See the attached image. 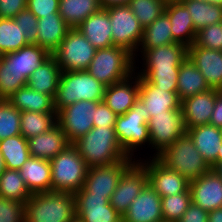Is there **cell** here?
Listing matches in <instances>:
<instances>
[{"instance_id":"1","label":"cell","mask_w":222,"mask_h":222,"mask_svg":"<svg viewBox=\"0 0 222 222\" xmlns=\"http://www.w3.org/2000/svg\"><path fill=\"white\" fill-rule=\"evenodd\" d=\"M72 144L88 168L109 165L120 160H134L124 153L116 132L111 127H93Z\"/></svg>"},{"instance_id":"2","label":"cell","mask_w":222,"mask_h":222,"mask_svg":"<svg viewBox=\"0 0 222 222\" xmlns=\"http://www.w3.org/2000/svg\"><path fill=\"white\" fill-rule=\"evenodd\" d=\"M24 216L25 222H69L76 216L75 195L60 191L32 194Z\"/></svg>"},{"instance_id":"3","label":"cell","mask_w":222,"mask_h":222,"mask_svg":"<svg viewBox=\"0 0 222 222\" xmlns=\"http://www.w3.org/2000/svg\"><path fill=\"white\" fill-rule=\"evenodd\" d=\"M134 55L120 46L96 49L87 71L105 86L127 79L135 73Z\"/></svg>"},{"instance_id":"4","label":"cell","mask_w":222,"mask_h":222,"mask_svg":"<svg viewBox=\"0 0 222 222\" xmlns=\"http://www.w3.org/2000/svg\"><path fill=\"white\" fill-rule=\"evenodd\" d=\"M106 86L97 81L87 70L62 71L54 107L58 112L75 102L82 100L103 101Z\"/></svg>"},{"instance_id":"5","label":"cell","mask_w":222,"mask_h":222,"mask_svg":"<svg viewBox=\"0 0 222 222\" xmlns=\"http://www.w3.org/2000/svg\"><path fill=\"white\" fill-rule=\"evenodd\" d=\"M155 158L166 168L178 172L189 181L212 169L187 133L179 137L170 147L165 148Z\"/></svg>"},{"instance_id":"6","label":"cell","mask_w":222,"mask_h":222,"mask_svg":"<svg viewBox=\"0 0 222 222\" xmlns=\"http://www.w3.org/2000/svg\"><path fill=\"white\" fill-rule=\"evenodd\" d=\"M49 162L52 191L75 194L83 188L88 167L72 143Z\"/></svg>"},{"instance_id":"7","label":"cell","mask_w":222,"mask_h":222,"mask_svg":"<svg viewBox=\"0 0 222 222\" xmlns=\"http://www.w3.org/2000/svg\"><path fill=\"white\" fill-rule=\"evenodd\" d=\"M145 109V105L138 98L127 113L117 116L114 126L119 145L128 157L134 156V160H136L134 152H137L145 143L150 145L147 125L150 114H146Z\"/></svg>"},{"instance_id":"8","label":"cell","mask_w":222,"mask_h":222,"mask_svg":"<svg viewBox=\"0 0 222 222\" xmlns=\"http://www.w3.org/2000/svg\"><path fill=\"white\" fill-rule=\"evenodd\" d=\"M96 48L77 29H70L52 54L62 71L87 70Z\"/></svg>"},{"instance_id":"9","label":"cell","mask_w":222,"mask_h":222,"mask_svg":"<svg viewBox=\"0 0 222 222\" xmlns=\"http://www.w3.org/2000/svg\"><path fill=\"white\" fill-rule=\"evenodd\" d=\"M105 10L111 21L113 45L127 49L134 55V59H137L136 53L143 35L139 20L128 5L111 6Z\"/></svg>"},{"instance_id":"10","label":"cell","mask_w":222,"mask_h":222,"mask_svg":"<svg viewBox=\"0 0 222 222\" xmlns=\"http://www.w3.org/2000/svg\"><path fill=\"white\" fill-rule=\"evenodd\" d=\"M147 125L151 150L156 151L153 157L170 147L187 132L181 110H169L166 113L157 114L148 120Z\"/></svg>"},{"instance_id":"11","label":"cell","mask_w":222,"mask_h":222,"mask_svg":"<svg viewBox=\"0 0 222 222\" xmlns=\"http://www.w3.org/2000/svg\"><path fill=\"white\" fill-rule=\"evenodd\" d=\"M98 102L82 100L57 112V124L62 128L70 143L75 142L94 127L93 117Z\"/></svg>"},{"instance_id":"12","label":"cell","mask_w":222,"mask_h":222,"mask_svg":"<svg viewBox=\"0 0 222 222\" xmlns=\"http://www.w3.org/2000/svg\"><path fill=\"white\" fill-rule=\"evenodd\" d=\"M148 183L145 168L135 160L122 174L109 199L110 205L123 217L132 201Z\"/></svg>"},{"instance_id":"13","label":"cell","mask_w":222,"mask_h":222,"mask_svg":"<svg viewBox=\"0 0 222 222\" xmlns=\"http://www.w3.org/2000/svg\"><path fill=\"white\" fill-rule=\"evenodd\" d=\"M152 158V159H150ZM137 159L145 168L148 184L159 194V196H174L189 189L190 181L178 172L166 168L155 157ZM149 159V160H148Z\"/></svg>"},{"instance_id":"14","label":"cell","mask_w":222,"mask_h":222,"mask_svg":"<svg viewBox=\"0 0 222 222\" xmlns=\"http://www.w3.org/2000/svg\"><path fill=\"white\" fill-rule=\"evenodd\" d=\"M135 160H120L116 163L91 167L87 170L83 188L85 195L112 196L124 171Z\"/></svg>"},{"instance_id":"15","label":"cell","mask_w":222,"mask_h":222,"mask_svg":"<svg viewBox=\"0 0 222 222\" xmlns=\"http://www.w3.org/2000/svg\"><path fill=\"white\" fill-rule=\"evenodd\" d=\"M191 202L207 212L222 208V178L211 169L190 181Z\"/></svg>"},{"instance_id":"16","label":"cell","mask_w":222,"mask_h":222,"mask_svg":"<svg viewBox=\"0 0 222 222\" xmlns=\"http://www.w3.org/2000/svg\"><path fill=\"white\" fill-rule=\"evenodd\" d=\"M76 216L83 222H119L122 216L110 205L108 196L75 194Z\"/></svg>"},{"instance_id":"17","label":"cell","mask_w":222,"mask_h":222,"mask_svg":"<svg viewBox=\"0 0 222 222\" xmlns=\"http://www.w3.org/2000/svg\"><path fill=\"white\" fill-rule=\"evenodd\" d=\"M123 222H160L163 220L161 197L147 183L122 217Z\"/></svg>"},{"instance_id":"18","label":"cell","mask_w":222,"mask_h":222,"mask_svg":"<svg viewBox=\"0 0 222 222\" xmlns=\"http://www.w3.org/2000/svg\"><path fill=\"white\" fill-rule=\"evenodd\" d=\"M138 51L143 56L142 70H179L181 63L187 58V47L179 43Z\"/></svg>"},{"instance_id":"19","label":"cell","mask_w":222,"mask_h":222,"mask_svg":"<svg viewBox=\"0 0 222 222\" xmlns=\"http://www.w3.org/2000/svg\"><path fill=\"white\" fill-rule=\"evenodd\" d=\"M187 57L199 69L210 88L222 90V51L207 49L193 43Z\"/></svg>"},{"instance_id":"20","label":"cell","mask_w":222,"mask_h":222,"mask_svg":"<svg viewBox=\"0 0 222 222\" xmlns=\"http://www.w3.org/2000/svg\"><path fill=\"white\" fill-rule=\"evenodd\" d=\"M139 96V76L132 74L123 81L106 86L103 102L117 115L127 113Z\"/></svg>"},{"instance_id":"21","label":"cell","mask_w":222,"mask_h":222,"mask_svg":"<svg viewBox=\"0 0 222 222\" xmlns=\"http://www.w3.org/2000/svg\"><path fill=\"white\" fill-rule=\"evenodd\" d=\"M138 98L145 105L146 114H150V118L169 110H181V100L177 91H165L157 88L141 76H139Z\"/></svg>"},{"instance_id":"22","label":"cell","mask_w":222,"mask_h":222,"mask_svg":"<svg viewBox=\"0 0 222 222\" xmlns=\"http://www.w3.org/2000/svg\"><path fill=\"white\" fill-rule=\"evenodd\" d=\"M216 92L217 89L210 88L200 94L181 100L180 109L186 129L209 124Z\"/></svg>"},{"instance_id":"23","label":"cell","mask_w":222,"mask_h":222,"mask_svg":"<svg viewBox=\"0 0 222 222\" xmlns=\"http://www.w3.org/2000/svg\"><path fill=\"white\" fill-rule=\"evenodd\" d=\"M71 143L57 124L51 130L28 139L31 157L50 161Z\"/></svg>"},{"instance_id":"24","label":"cell","mask_w":222,"mask_h":222,"mask_svg":"<svg viewBox=\"0 0 222 222\" xmlns=\"http://www.w3.org/2000/svg\"><path fill=\"white\" fill-rule=\"evenodd\" d=\"M164 13L169 17L174 43L190 47L195 43L197 31L187 7L183 3H172L165 7Z\"/></svg>"},{"instance_id":"25","label":"cell","mask_w":222,"mask_h":222,"mask_svg":"<svg viewBox=\"0 0 222 222\" xmlns=\"http://www.w3.org/2000/svg\"><path fill=\"white\" fill-rule=\"evenodd\" d=\"M77 29L96 49L113 46L111 21L103 8L85 19Z\"/></svg>"},{"instance_id":"26","label":"cell","mask_w":222,"mask_h":222,"mask_svg":"<svg viewBox=\"0 0 222 222\" xmlns=\"http://www.w3.org/2000/svg\"><path fill=\"white\" fill-rule=\"evenodd\" d=\"M36 44L52 55L71 29L59 13L38 19Z\"/></svg>"},{"instance_id":"27","label":"cell","mask_w":222,"mask_h":222,"mask_svg":"<svg viewBox=\"0 0 222 222\" xmlns=\"http://www.w3.org/2000/svg\"><path fill=\"white\" fill-rule=\"evenodd\" d=\"M186 133L202 157L212 166L217 161L218 150L222 145V129L205 124L187 129Z\"/></svg>"},{"instance_id":"28","label":"cell","mask_w":222,"mask_h":222,"mask_svg":"<svg viewBox=\"0 0 222 222\" xmlns=\"http://www.w3.org/2000/svg\"><path fill=\"white\" fill-rule=\"evenodd\" d=\"M19 171L31 194L52 191L51 165L48 160L30 157Z\"/></svg>"},{"instance_id":"29","label":"cell","mask_w":222,"mask_h":222,"mask_svg":"<svg viewBox=\"0 0 222 222\" xmlns=\"http://www.w3.org/2000/svg\"><path fill=\"white\" fill-rule=\"evenodd\" d=\"M62 70L56 59L51 55L30 75L27 85L33 90L45 95H50L53 99L56 95Z\"/></svg>"},{"instance_id":"30","label":"cell","mask_w":222,"mask_h":222,"mask_svg":"<svg viewBox=\"0 0 222 222\" xmlns=\"http://www.w3.org/2000/svg\"><path fill=\"white\" fill-rule=\"evenodd\" d=\"M2 56L28 80L33 71L51 55L37 44H28Z\"/></svg>"},{"instance_id":"31","label":"cell","mask_w":222,"mask_h":222,"mask_svg":"<svg viewBox=\"0 0 222 222\" xmlns=\"http://www.w3.org/2000/svg\"><path fill=\"white\" fill-rule=\"evenodd\" d=\"M205 77L187 57L179 67L177 94L180 100L209 90Z\"/></svg>"},{"instance_id":"32","label":"cell","mask_w":222,"mask_h":222,"mask_svg":"<svg viewBox=\"0 0 222 222\" xmlns=\"http://www.w3.org/2000/svg\"><path fill=\"white\" fill-rule=\"evenodd\" d=\"M7 100L20 112H57L54 107V99L50 95L35 91L28 85L20 88Z\"/></svg>"},{"instance_id":"33","label":"cell","mask_w":222,"mask_h":222,"mask_svg":"<svg viewBox=\"0 0 222 222\" xmlns=\"http://www.w3.org/2000/svg\"><path fill=\"white\" fill-rule=\"evenodd\" d=\"M102 9L99 0H60L58 13L71 28H77L90 15Z\"/></svg>"},{"instance_id":"34","label":"cell","mask_w":222,"mask_h":222,"mask_svg":"<svg viewBox=\"0 0 222 222\" xmlns=\"http://www.w3.org/2000/svg\"><path fill=\"white\" fill-rule=\"evenodd\" d=\"M0 153L4 159L6 169L20 170L31 157L28 140L21 134L0 141Z\"/></svg>"},{"instance_id":"35","label":"cell","mask_w":222,"mask_h":222,"mask_svg":"<svg viewBox=\"0 0 222 222\" xmlns=\"http://www.w3.org/2000/svg\"><path fill=\"white\" fill-rule=\"evenodd\" d=\"M173 43L171 23L169 17L163 13L153 23L143 28L138 49H153Z\"/></svg>"},{"instance_id":"36","label":"cell","mask_w":222,"mask_h":222,"mask_svg":"<svg viewBox=\"0 0 222 222\" xmlns=\"http://www.w3.org/2000/svg\"><path fill=\"white\" fill-rule=\"evenodd\" d=\"M182 3L187 7L197 32L206 26L222 22L221 5L205 0H184Z\"/></svg>"},{"instance_id":"37","label":"cell","mask_w":222,"mask_h":222,"mask_svg":"<svg viewBox=\"0 0 222 222\" xmlns=\"http://www.w3.org/2000/svg\"><path fill=\"white\" fill-rule=\"evenodd\" d=\"M20 131L25 139H30L51 130L57 125V112L22 111L20 115Z\"/></svg>"},{"instance_id":"38","label":"cell","mask_w":222,"mask_h":222,"mask_svg":"<svg viewBox=\"0 0 222 222\" xmlns=\"http://www.w3.org/2000/svg\"><path fill=\"white\" fill-rule=\"evenodd\" d=\"M20 171L5 169L0 175V196L25 204L31 197Z\"/></svg>"},{"instance_id":"39","label":"cell","mask_w":222,"mask_h":222,"mask_svg":"<svg viewBox=\"0 0 222 222\" xmlns=\"http://www.w3.org/2000/svg\"><path fill=\"white\" fill-rule=\"evenodd\" d=\"M28 45L21 27L14 18H0V52L2 55L15 52Z\"/></svg>"},{"instance_id":"40","label":"cell","mask_w":222,"mask_h":222,"mask_svg":"<svg viewBox=\"0 0 222 222\" xmlns=\"http://www.w3.org/2000/svg\"><path fill=\"white\" fill-rule=\"evenodd\" d=\"M28 80L20 74L3 56L0 60V96L7 100L20 88L27 85Z\"/></svg>"},{"instance_id":"41","label":"cell","mask_w":222,"mask_h":222,"mask_svg":"<svg viewBox=\"0 0 222 222\" xmlns=\"http://www.w3.org/2000/svg\"><path fill=\"white\" fill-rule=\"evenodd\" d=\"M128 6L145 28L164 13L166 4L164 0H130Z\"/></svg>"},{"instance_id":"42","label":"cell","mask_w":222,"mask_h":222,"mask_svg":"<svg viewBox=\"0 0 222 222\" xmlns=\"http://www.w3.org/2000/svg\"><path fill=\"white\" fill-rule=\"evenodd\" d=\"M191 203V193L185 192L161 198L163 220L178 222Z\"/></svg>"},{"instance_id":"43","label":"cell","mask_w":222,"mask_h":222,"mask_svg":"<svg viewBox=\"0 0 222 222\" xmlns=\"http://www.w3.org/2000/svg\"><path fill=\"white\" fill-rule=\"evenodd\" d=\"M21 112L8 100L0 103V141L20 135Z\"/></svg>"},{"instance_id":"44","label":"cell","mask_w":222,"mask_h":222,"mask_svg":"<svg viewBox=\"0 0 222 222\" xmlns=\"http://www.w3.org/2000/svg\"><path fill=\"white\" fill-rule=\"evenodd\" d=\"M140 71V72H138ZM137 75L165 91H177L179 70H138Z\"/></svg>"},{"instance_id":"45","label":"cell","mask_w":222,"mask_h":222,"mask_svg":"<svg viewBox=\"0 0 222 222\" xmlns=\"http://www.w3.org/2000/svg\"><path fill=\"white\" fill-rule=\"evenodd\" d=\"M195 44L207 49L222 51V22L200 29Z\"/></svg>"},{"instance_id":"46","label":"cell","mask_w":222,"mask_h":222,"mask_svg":"<svg viewBox=\"0 0 222 222\" xmlns=\"http://www.w3.org/2000/svg\"><path fill=\"white\" fill-rule=\"evenodd\" d=\"M25 204L0 196V222H25Z\"/></svg>"},{"instance_id":"47","label":"cell","mask_w":222,"mask_h":222,"mask_svg":"<svg viewBox=\"0 0 222 222\" xmlns=\"http://www.w3.org/2000/svg\"><path fill=\"white\" fill-rule=\"evenodd\" d=\"M14 19L18 27L23 30L26 42L36 44L38 18L26 8L20 11Z\"/></svg>"},{"instance_id":"48","label":"cell","mask_w":222,"mask_h":222,"mask_svg":"<svg viewBox=\"0 0 222 222\" xmlns=\"http://www.w3.org/2000/svg\"><path fill=\"white\" fill-rule=\"evenodd\" d=\"M60 0H27V9L38 19L58 13Z\"/></svg>"},{"instance_id":"49","label":"cell","mask_w":222,"mask_h":222,"mask_svg":"<svg viewBox=\"0 0 222 222\" xmlns=\"http://www.w3.org/2000/svg\"><path fill=\"white\" fill-rule=\"evenodd\" d=\"M117 116L103 101H100L95 107L94 127L105 126L114 128Z\"/></svg>"},{"instance_id":"50","label":"cell","mask_w":222,"mask_h":222,"mask_svg":"<svg viewBox=\"0 0 222 222\" xmlns=\"http://www.w3.org/2000/svg\"><path fill=\"white\" fill-rule=\"evenodd\" d=\"M27 8V0H0V18H15Z\"/></svg>"},{"instance_id":"51","label":"cell","mask_w":222,"mask_h":222,"mask_svg":"<svg viewBox=\"0 0 222 222\" xmlns=\"http://www.w3.org/2000/svg\"><path fill=\"white\" fill-rule=\"evenodd\" d=\"M178 222H208V212L191 202Z\"/></svg>"},{"instance_id":"52","label":"cell","mask_w":222,"mask_h":222,"mask_svg":"<svg viewBox=\"0 0 222 222\" xmlns=\"http://www.w3.org/2000/svg\"><path fill=\"white\" fill-rule=\"evenodd\" d=\"M209 124L222 129V90H217Z\"/></svg>"},{"instance_id":"53","label":"cell","mask_w":222,"mask_h":222,"mask_svg":"<svg viewBox=\"0 0 222 222\" xmlns=\"http://www.w3.org/2000/svg\"><path fill=\"white\" fill-rule=\"evenodd\" d=\"M100 5L103 9L117 5H128L130 0H99Z\"/></svg>"},{"instance_id":"54","label":"cell","mask_w":222,"mask_h":222,"mask_svg":"<svg viewBox=\"0 0 222 222\" xmlns=\"http://www.w3.org/2000/svg\"><path fill=\"white\" fill-rule=\"evenodd\" d=\"M208 222H222V208L208 212Z\"/></svg>"},{"instance_id":"55","label":"cell","mask_w":222,"mask_h":222,"mask_svg":"<svg viewBox=\"0 0 222 222\" xmlns=\"http://www.w3.org/2000/svg\"><path fill=\"white\" fill-rule=\"evenodd\" d=\"M221 164H222V145H221L220 149L218 150L217 161L211 166V168L215 170Z\"/></svg>"},{"instance_id":"56","label":"cell","mask_w":222,"mask_h":222,"mask_svg":"<svg viewBox=\"0 0 222 222\" xmlns=\"http://www.w3.org/2000/svg\"><path fill=\"white\" fill-rule=\"evenodd\" d=\"M5 169H6V165H5L2 155L0 153V175L5 171Z\"/></svg>"},{"instance_id":"57","label":"cell","mask_w":222,"mask_h":222,"mask_svg":"<svg viewBox=\"0 0 222 222\" xmlns=\"http://www.w3.org/2000/svg\"><path fill=\"white\" fill-rule=\"evenodd\" d=\"M165 4H172V3H182L184 0H164Z\"/></svg>"},{"instance_id":"58","label":"cell","mask_w":222,"mask_h":222,"mask_svg":"<svg viewBox=\"0 0 222 222\" xmlns=\"http://www.w3.org/2000/svg\"><path fill=\"white\" fill-rule=\"evenodd\" d=\"M205 1H208L211 4L221 5L222 6V0H205Z\"/></svg>"},{"instance_id":"59","label":"cell","mask_w":222,"mask_h":222,"mask_svg":"<svg viewBox=\"0 0 222 222\" xmlns=\"http://www.w3.org/2000/svg\"><path fill=\"white\" fill-rule=\"evenodd\" d=\"M222 178V164L215 169Z\"/></svg>"},{"instance_id":"60","label":"cell","mask_w":222,"mask_h":222,"mask_svg":"<svg viewBox=\"0 0 222 222\" xmlns=\"http://www.w3.org/2000/svg\"><path fill=\"white\" fill-rule=\"evenodd\" d=\"M69 222H83L78 216H75L72 220Z\"/></svg>"},{"instance_id":"61","label":"cell","mask_w":222,"mask_h":222,"mask_svg":"<svg viewBox=\"0 0 222 222\" xmlns=\"http://www.w3.org/2000/svg\"><path fill=\"white\" fill-rule=\"evenodd\" d=\"M160 222H173V221H166V220H162V221H160Z\"/></svg>"},{"instance_id":"62","label":"cell","mask_w":222,"mask_h":222,"mask_svg":"<svg viewBox=\"0 0 222 222\" xmlns=\"http://www.w3.org/2000/svg\"><path fill=\"white\" fill-rule=\"evenodd\" d=\"M4 99L0 96V103L3 101Z\"/></svg>"}]
</instances>
